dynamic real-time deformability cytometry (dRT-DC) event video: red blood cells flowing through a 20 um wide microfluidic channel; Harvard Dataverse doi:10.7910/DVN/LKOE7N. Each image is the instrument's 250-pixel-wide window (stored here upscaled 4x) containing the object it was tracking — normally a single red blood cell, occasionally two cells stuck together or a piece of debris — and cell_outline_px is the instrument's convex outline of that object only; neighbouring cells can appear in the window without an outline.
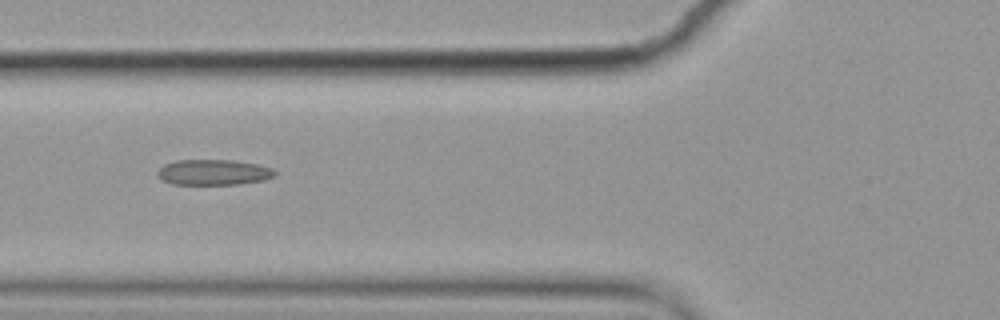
{"species": "common noctule bat (a hibernating species)", "species_latin": "Nyctalus noctula", "temperature_condition": "cold", "stored_images_in_passage": 6, "camera_frame_rate_fps": 3000, "um_per_image_px": 0.085, "animal": {"sex": "female", "body_mass_g": 19.9}, "frame": {"image": 1, "passage_image": 6, "time_ms": 1.667, "image_size_px": [1000, 320], "cell_outline_px": [[276, 176], [264, 180], [240, 184], [172, 184], [156, 176], [156, 172], [164, 164], [176, 160], [232, 160], [256, 164], [272, 168], [276, 172]], "centroid_in_image_um": [18.14, 14.64], "position_along_channel_um": 107.7, "area_um2": 17.51}}